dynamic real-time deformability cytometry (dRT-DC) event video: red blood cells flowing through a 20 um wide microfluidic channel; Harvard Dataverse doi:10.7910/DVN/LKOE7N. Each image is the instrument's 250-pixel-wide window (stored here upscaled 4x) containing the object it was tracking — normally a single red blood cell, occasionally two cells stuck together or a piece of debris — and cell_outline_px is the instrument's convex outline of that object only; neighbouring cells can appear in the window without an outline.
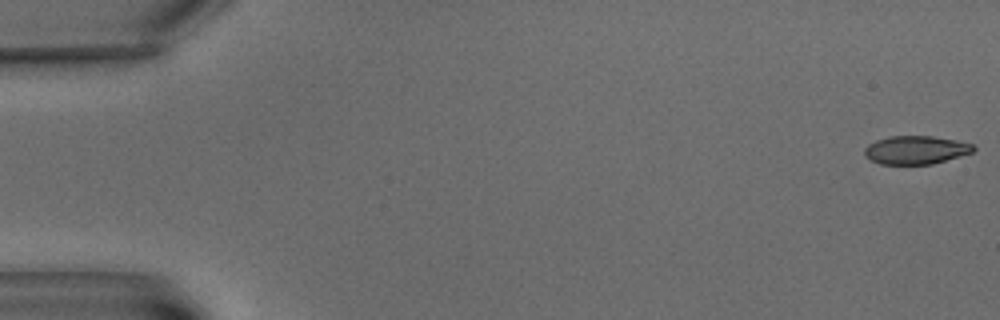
{"species": "common noctule bat (a hibernating species)", "species_latin": "Nyctalus noctula", "temperature_condition": "warm", "stored_images_in_passage": 8, "camera_frame_rate_fps": 3000, "um_per_image_px": 0.085, "animal": {"sex": "male", "body_mass_g": 15.6}, "frame": {"image": 1, "passage_image": 1, "time_ms": 0.0, "image_size_px": [1000, 320], "cell_outline_px": [[976, 148], [972, 152], [932, 164], [880, 164], [864, 156], [864, 148], [868, 144], [876, 140], [888, 136], [932, 136], [956, 140], [972, 144]], "centroid_in_image_um": [77.81, 12.74], "position_along_channel_um": 7.2, "area_um2": 17.92}}
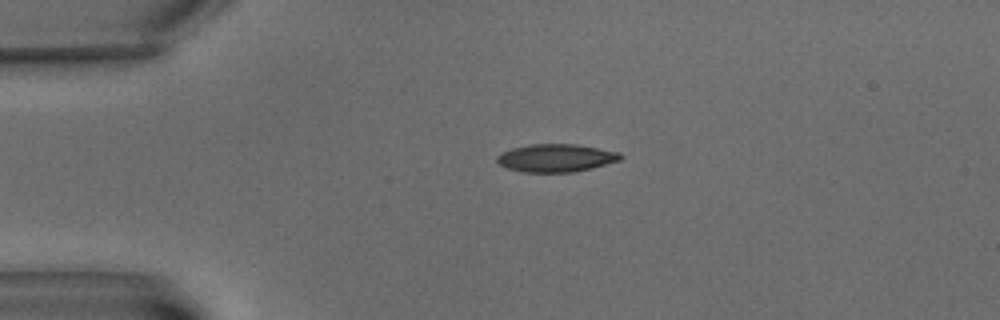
{"frame": {"image": 2, "passage_image": 5, "time_ms": 5.0, "image_size_px": [1000, 320], "cell_outline_px": [[624, 156], [620, 160], [592, 168], [572, 172], [524, 172], [508, 168], [500, 164], [496, 160], [496, 156], [500, 152], [512, 148], [528, 144], [576, 144], [620, 152]], "centroid_in_image_um": [47.25, 13.42], "position_along_channel_um": 37.7, "area_um2": 20.11}}
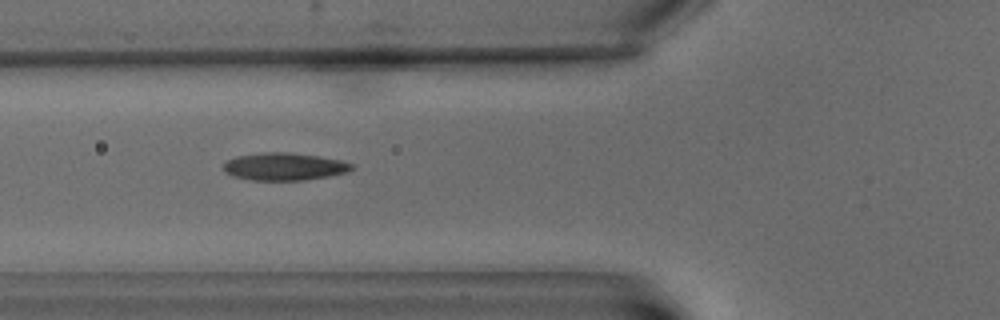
{"frame": {"image": 3, "passage_image": 7, "time_ms": 8.333, "image_size_px": [1000, 320], "cell_outline_px": [[356, 168], [348, 172], [328, 176], [304, 180], [252, 180], [232, 176], [224, 172], [224, 164], [228, 160], [236, 156], [264, 152], [288, 152], [320, 156], [340, 160], [356, 164]], "centroid_in_image_um": [24.21, 14.15], "position_along_channel_um": 101.6, "area_um2": 20.75}}